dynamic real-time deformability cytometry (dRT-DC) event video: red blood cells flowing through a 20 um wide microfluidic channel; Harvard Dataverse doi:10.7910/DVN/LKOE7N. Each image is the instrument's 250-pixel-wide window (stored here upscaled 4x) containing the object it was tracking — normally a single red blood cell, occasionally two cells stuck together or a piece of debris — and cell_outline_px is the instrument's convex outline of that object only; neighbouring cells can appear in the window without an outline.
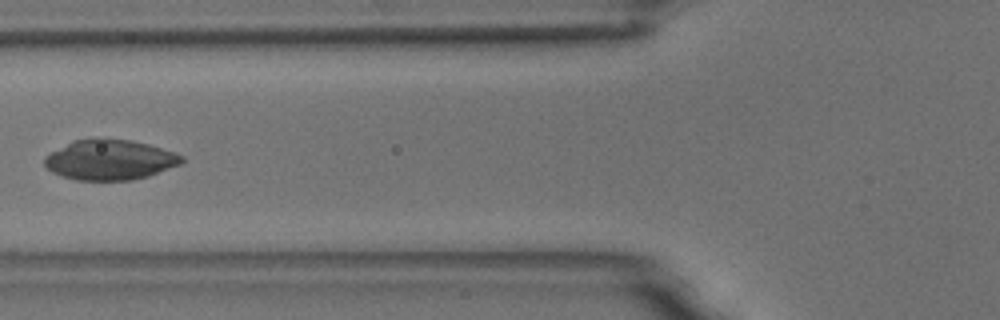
{"species": "common noctule bat (a hibernating species)", "species_latin": "Nyctalus noctula", "temperature_condition": "room temperature", "stored_images_in_passage": 4, "camera_frame_rate_fps": 3000, "um_per_image_px": 0.085, "animal": {"sex": "male", "body_mass_g": 18.8}, "frame": {"image": 1, "passage_image": 3, "time_ms": 2.333, "image_size_px": [1000, 320], "cell_outline_px": [[184, 160], [180, 164], [148, 176], [132, 180], [76, 180], [52, 172], [44, 164], [44, 156], [72, 140], [96, 136], [104, 136], [128, 140], [148, 144], [184, 156]], "centroid_in_image_um": [9.3, 13.55], "position_along_channel_um": 116.5, "area_um2": 32.43}}